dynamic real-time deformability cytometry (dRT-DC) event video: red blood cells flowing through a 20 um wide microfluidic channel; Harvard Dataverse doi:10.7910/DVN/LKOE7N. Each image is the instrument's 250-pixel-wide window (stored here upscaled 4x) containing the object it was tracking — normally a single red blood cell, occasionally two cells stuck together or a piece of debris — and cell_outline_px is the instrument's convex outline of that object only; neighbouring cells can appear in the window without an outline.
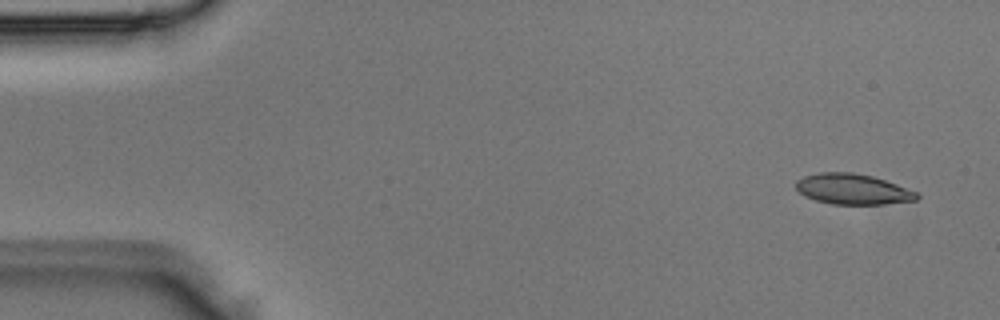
{"species": "Egyptian fruit bat (a non-hibernating species)", "species_latin": "Rousettus aegyptiacus", "temperature_condition": "room temperature", "stored_images_in_passage": 4, "camera_frame_rate_fps": 3000, "um_per_image_px": 0.085, "animal": {"sex": "male"}, "frame": {"image": 1, "passage_image": 1, "time_ms": 0.0, "image_size_px": [1000, 320], "cell_outline_px": [[920, 196], [916, 200], [884, 204], [832, 204], [816, 200], [804, 196], [796, 188], [796, 180], [804, 176], [820, 172], [852, 172], [872, 176], [896, 184], [916, 192]], "centroid_in_image_um": [72.46, 16.07], "position_along_channel_um": 12.5, "area_um2": 21.39}}
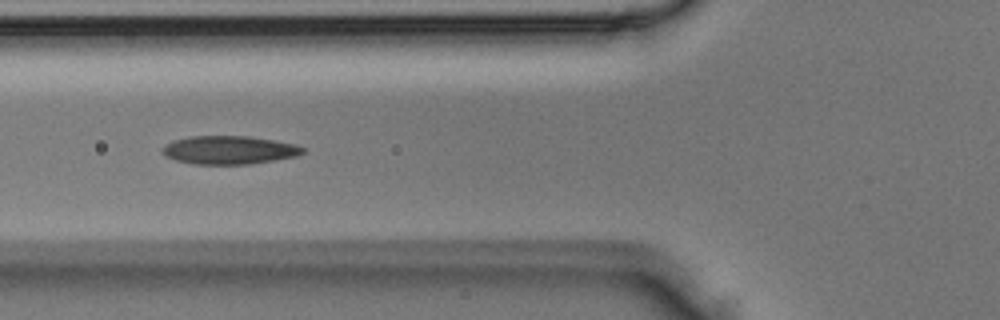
{"frame": {"image": 2, "passage_image": 4, "time_ms": 1.0, "image_size_px": [1000, 320], "cell_outline_px": [[304, 152], [296, 156], [248, 164], [196, 164], [176, 160], [160, 152], [160, 148], [164, 144], [172, 140], [188, 136], [248, 136], [296, 144], [304, 148]], "centroid_in_image_um": [19.42, 12.74], "position_along_channel_um": 106.4, "area_um2": 23.12}}